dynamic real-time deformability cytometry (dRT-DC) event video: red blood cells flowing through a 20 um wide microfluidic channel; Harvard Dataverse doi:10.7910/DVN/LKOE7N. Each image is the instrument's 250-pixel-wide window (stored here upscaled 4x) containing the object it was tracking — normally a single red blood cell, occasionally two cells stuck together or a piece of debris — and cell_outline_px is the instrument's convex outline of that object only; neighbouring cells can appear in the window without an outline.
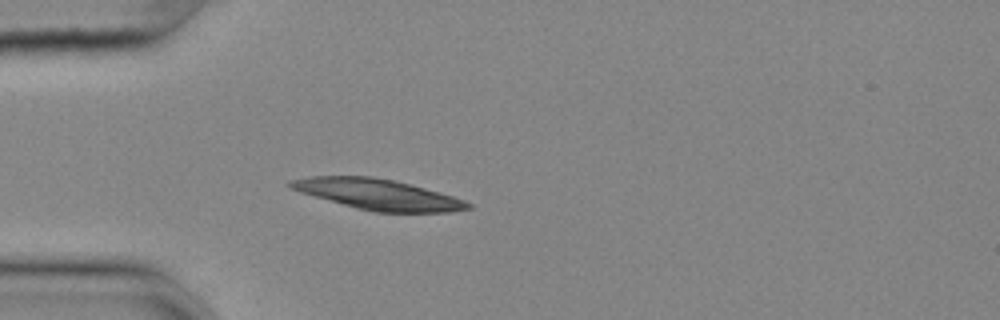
{"species": "common noctule bat (a hibernating species)", "species_latin": "Nyctalus noctula", "temperature_condition": "cold", "stored_images_in_passage": 40, "camera_frame_rate_fps": 3000, "um_per_image_px": 0.085, "animal": {"sex": "female", "body_mass_g": 25.1}, "frame": {"image": 1, "passage_image": 1, "time_ms": 0.0, "image_size_px": [1000, 320], "cell_outline_px": [[472, 208], [448, 212], [376, 212], [356, 208], [300, 192], [292, 188], [288, 184], [288, 180], [312, 176], [372, 176], [392, 180], [440, 192], [464, 200], [472, 204]], "centroid_in_image_um": [32.12, 16.52], "position_along_channel_um": 52.9, "area_um2": 31.27}}
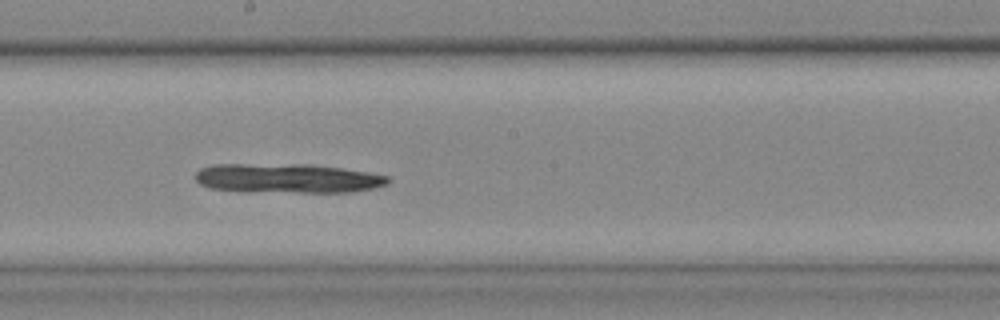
{"frame": {"image": 2, "passage_image": 16, "time_ms": 5.0, "image_size_px": [1000, 320], "cell_outline_px": [[392, 180], [388, 184], [376, 188], [352, 192], [300, 192], [212, 188], [200, 184], [196, 180], [196, 172], [200, 168], [212, 164], [312, 164], [368, 172], [388, 176]], "centroid_in_image_um": [24.53, 15.13], "position_along_channel_um": 223.7, "area_um2": 32.6}}
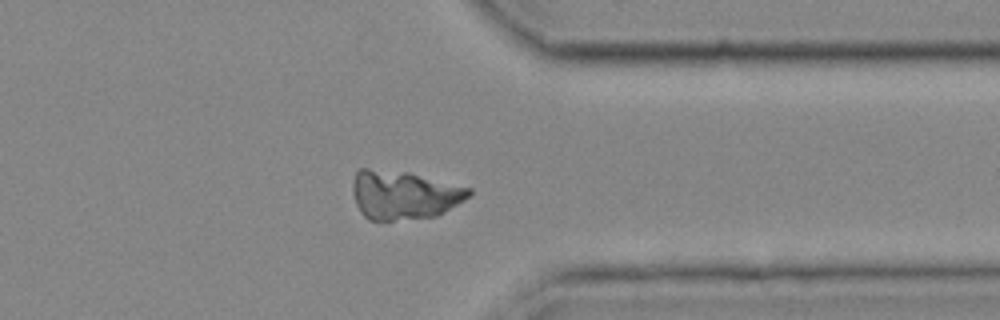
{"frame": {"image": 3, "passage_image": 29, "time_ms": 9.333, "image_size_px": [1000, 320], "cell_outline_px": [[472, 192], [464, 200], [444, 212], [436, 216], [392, 220], [368, 220], [360, 212], [356, 204], [352, 192], [352, 180], [356, 172], [360, 168], [368, 168], [408, 172], [472, 188]], "centroid_in_image_um": [34.29, 16.55], "position_along_channel_um": 377.1, "area_um2": 33.06}}